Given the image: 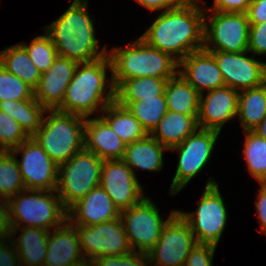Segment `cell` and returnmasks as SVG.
<instances>
[{"instance_id": "4316f807", "label": "cell", "mask_w": 266, "mask_h": 266, "mask_svg": "<svg viewBox=\"0 0 266 266\" xmlns=\"http://www.w3.org/2000/svg\"><path fill=\"white\" fill-rule=\"evenodd\" d=\"M125 144L145 138L148 133L130 111L116 101L110 103L100 116Z\"/></svg>"}, {"instance_id": "ee69618b", "label": "cell", "mask_w": 266, "mask_h": 266, "mask_svg": "<svg viewBox=\"0 0 266 266\" xmlns=\"http://www.w3.org/2000/svg\"><path fill=\"white\" fill-rule=\"evenodd\" d=\"M0 244V266H21L18 252L11 240Z\"/></svg>"}, {"instance_id": "9c48e42d", "label": "cell", "mask_w": 266, "mask_h": 266, "mask_svg": "<svg viewBox=\"0 0 266 266\" xmlns=\"http://www.w3.org/2000/svg\"><path fill=\"white\" fill-rule=\"evenodd\" d=\"M207 12L212 15L207 16ZM249 26L246 13L205 11L203 49L233 53L248 51Z\"/></svg>"}, {"instance_id": "7c38bea8", "label": "cell", "mask_w": 266, "mask_h": 266, "mask_svg": "<svg viewBox=\"0 0 266 266\" xmlns=\"http://www.w3.org/2000/svg\"><path fill=\"white\" fill-rule=\"evenodd\" d=\"M196 243L191 227L177 212L163 227L157 243L147 252L149 265L184 266Z\"/></svg>"}, {"instance_id": "74e56055", "label": "cell", "mask_w": 266, "mask_h": 266, "mask_svg": "<svg viewBox=\"0 0 266 266\" xmlns=\"http://www.w3.org/2000/svg\"><path fill=\"white\" fill-rule=\"evenodd\" d=\"M92 262L94 266H150L147 253L133 250L124 255L96 258Z\"/></svg>"}, {"instance_id": "83f0119b", "label": "cell", "mask_w": 266, "mask_h": 266, "mask_svg": "<svg viewBox=\"0 0 266 266\" xmlns=\"http://www.w3.org/2000/svg\"><path fill=\"white\" fill-rule=\"evenodd\" d=\"M164 94L168 110L186 115L199 114L200 94L179 73L167 80Z\"/></svg>"}, {"instance_id": "3957f363", "label": "cell", "mask_w": 266, "mask_h": 266, "mask_svg": "<svg viewBox=\"0 0 266 266\" xmlns=\"http://www.w3.org/2000/svg\"><path fill=\"white\" fill-rule=\"evenodd\" d=\"M107 70L112 72L108 54L91 62L78 63L63 102L56 110L85 118L98 110L103 111L115 101V86L112 77L107 78Z\"/></svg>"}, {"instance_id": "f1b7e54d", "label": "cell", "mask_w": 266, "mask_h": 266, "mask_svg": "<svg viewBox=\"0 0 266 266\" xmlns=\"http://www.w3.org/2000/svg\"><path fill=\"white\" fill-rule=\"evenodd\" d=\"M0 65L33 89L38 86L42 73L20 43L0 51Z\"/></svg>"}, {"instance_id": "836d02e7", "label": "cell", "mask_w": 266, "mask_h": 266, "mask_svg": "<svg viewBox=\"0 0 266 266\" xmlns=\"http://www.w3.org/2000/svg\"><path fill=\"white\" fill-rule=\"evenodd\" d=\"M150 134L168 111L165 94L157 99L142 100L130 103L126 107Z\"/></svg>"}, {"instance_id": "9a60e30c", "label": "cell", "mask_w": 266, "mask_h": 266, "mask_svg": "<svg viewBox=\"0 0 266 266\" xmlns=\"http://www.w3.org/2000/svg\"><path fill=\"white\" fill-rule=\"evenodd\" d=\"M214 57L221 71L224 84L240 92L256 88L266 82V62L248 57L249 51L240 53L208 51Z\"/></svg>"}, {"instance_id": "f6af8a7d", "label": "cell", "mask_w": 266, "mask_h": 266, "mask_svg": "<svg viewBox=\"0 0 266 266\" xmlns=\"http://www.w3.org/2000/svg\"><path fill=\"white\" fill-rule=\"evenodd\" d=\"M260 184L255 208L261 226V233L266 236V182H260Z\"/></svg>"}, {"instance_id": "6da1fadb", "label": "cell", "mask_w": 266, "mask_h": 266, "mask_svg": "<svg viewBox=\"0 0 266 266\" xmlns=\"http://www.w3.org/2000/svg\"><path fill=\"white\" fill-rule=\"evenodd\" d=\"M198 1L204 0H184L179 6L162 11L140 37L178 62L203 49L205 10Z\"/></svg>"}, {"instance_id": "c3c4849f", "label": "cell", "mask_w": 266, "mask_h": 266, "mask_svg": "<svg viewBox=\"0 0 266 266\" xmlns=\"http://www.w3.org/2000/svg\"><path fill=\"white\" fill-rule=\"evenodd\" d=\"M69 266H94L93 262L88 259H81L80 261L73 263Z\"/></svg>"}, {"instance_id": "d4e9b609", "label": "cell", "mask_w": 266, "mask_h": 266, "mask_svg": "<svg viewBox=\"0 0 266 266\" xmlns=\"http://www.w3.org/2000/svg\"><path fill=\"white\" fill-rule=\"evenodd\" d=\"M169 151L150 134L145 138L126 144L122 160L135 174V169L159 172L163 168V152Z\"/></svg>"}, {"instance_id": "cb8c5ba5", "label": "cell", "mask_w": 266, "mask_h": 266, "mask_svg": "<svg viewBox=\"0 0 266 266\" xmlns=\"http://www.w3.org/2000/svg\"><path fill=\"white\" fill-rule=\"evenodd\" d=\"M197 117L168 110L150 135L170 150L199 128Z\"/></svg>"}, {"instance_id": "f546056e", "label": "cell", "mask_w": 266, "mask_h": 266, "mask_svg": "<svg viewBox=\"0 0 266 266\" xmlns=\"http://www.w3.org/2000/svg\"><path fill=\"white\" fill-rule=\"evenodd\" d=\"M0 110L15 119L29 137L40 129L46 115V109L36 99L3 100Z\"/></svg>"}, {"instance_id": "e575fe53", "label": "cell", "mask_w": 266, "mask_h": 266, "mask_svg": "<svg viewBox=\"0 0 266 266\" xmlns=\"http://www.w3.org/2000/svg\"><path fill=\"white\" fill-rule=\"evenodd\" d=\"M44 35H39L30 44L20 42L26 49L32 63L43 73L46 72L58 57L57 50L50 35L43 29Z\"/></svg>"}, {"instance_id": "ffe728a7", "label": "cell", "mask_w": 266, "mask_h": 266, "mask_svg": "<svg viewBox=\"0 0 266 266\" xmlns=\"http://www.w3.org/2000/svg\"><path fill=\"white\" fill-rule=\"evenodd\" d=\"M178 73L200 95H202L205 90L208 92L225 86L215 57L204 49L192 52L183 58L179 62Z\"/></svg>"}, {"instance_id": "8992f818", "label": "cell", "mask_w": 266, "mask_h": 266, "mask_svg": "<svg viewBox=\"0 0 266 266\" xmlns=\"http://www.w3.org/2000/svg\"><path fill=\"white\" fill-rule=\"evenodd\" d=\"M55 194L56 190H24L8 199L11 227H35L50 231L63 225L67 221V209Z\"/></svg>"}, {"instance_id": "b9f144b4", "label": "cell", "mask_w": 266, "mask_h": 266, "mask_svg": "<svg viewBox=\"0 0 266 266\" xmlns=\"http://www.w3.org/2000/svg\"><path fill=\"white\" fill-rule=\"evenodd\" d=\"M11 229L7 200L0 199V244L10 240Z\"/></svg>"}, {"instance_id": "44dd1931", "label": "cell", "mask_w": 266, "mask_h": 266, "mask_svg": "<svg viewBox=\"0 0 266 266\" xmlns=\"http://www.w3.org/2000/svg\"><path fill=\"white\" fill-rule=\"evenodd\" d=\"M84 150L96 154L102 160L122 159L125 142L99 116L86 117L84 126Z\"/></svg>"}, {"instance_id": "5bb4252c", "label": "cell", "mask_w": 266, "mask_h": 266, "mask_svg": "<svg viewBox=\"0 0 266 266\" xmlns=\"http://www.w3.org/2000/svg\"><path fill=\"white\" fill-rule=\"evenodd\" d=\"M12 153L16 156L21 153L22 159H17V163L26 190H56L58 165L33 137L14 148Z\"/></svg>"}, {"instance_id": "484cf974", "label": "cell", "mask_w": 266, "mask_h": 266, "mask_svg": "<svg viewBox=\"0 0 266 266\" xmlns=\"http://www.w3.org/2000/svg\"><path fill=\"white\" fill-rule=\"evenodd\" d=\"M167 79L139 77L123 80L115 88V101L122 107L142 100L157 99L164 94Z\"/></svg>"}, {"instance_id": "f35d334b", "label": "cell", "mask_w": 266, "mask_h": 266, "mask_svg": "<svg viewBox=\"0 0 266 266\" xmlns=\"http://www.w3.org/2000/svg\"><path fill=\"white\" fill-rule=\"evenodd\" d=\"M216 247L204 244H195L186 258L184 266H213Z\"/></svg>"}, {"instance_id": "4fadbf2b", "label": "cell", "mask_w": 266, "mask_h": 266, "mask_svg": "<svg viewBox=\"0 0 266 266\" xmlns=\"http://www.w3.org/2000/svg\"><path fill=\"white\" fill-rule=\"evenodd\" d=\"M85 259L124 255L132 251L120 217L94 226H75Z\"/></svg>"}, {"instance_id": "277c9868", "label": "cell", "mask_w": 266, "mask_h": 266, "mask_svg": "<svg viewBox=\"0 0 266 266\" xmlns=\"http://www.w3.org/2000/svg\"><path fill=\"white\" fill-rule=\"evenodd\" d=\"M107 54L115 88L126 79L149 76L168 80L178 74L179 62L170 54L149 46L140 36L124 48L117 46L108 50Z\"/></svg>"}, {"instance_id": "1f68e13d", "label": "cell", "mask_w": 266, "mask_h": 266, "mask_svg": "<svg viewBox=\"0 0 266 266\" xmlns=\"http://www.w3.org/2000/svg\"><path fill=\"white\" fill-rule=\"evenodd\" d=\"M245 142L242 150L250 174L260 182H266V139L253 131H244Z\"/></svg>"}, {"instance_id": "d6a6232c", "label": "cell", "mask_w": 266, "mask_h": 266, "mask_svg": "<svg viewBox=\"0 0 266 266\" xmlns=\"http://www.w3.org/2000/svg\"><path fill=\"white\" fill-rule=\"evenodd\" d=\"M26 190L16 155L0 151V199L8 200Z\"/></svg>"}, {"instance_id": "ab89813d", "label": "cell", "mask_w": 266, "mask_h": 266, "mask_svg": "<svg viewBox=\"0 0 266 266\" xmlns=\"http://www.w3.org/2000/svg\"><path fill=\"white\" fill-rule=\"evenodd\" d=\"M248 51L254 56L266 54V21L260 24H250Z\"/></svg>"}, {"instance_id": "e0dca14e", "label": "cell", "mask_w": 266, "mask_h": 266, "mask_svg": "<svg viewBox=\"0 0 266 266\" xmlns=\"http://www.w3.org/2000/svg\"><path fill=\"white\" fill-rule=\"evenodd\" d=\"M239 92L228 86L200 95L199 128L221 132L224 124L237 117Z\"/></svg>"}, {"instance_id": "7a4b0ae2", "label": "cell", "mask_w": 266, "mask_h": 266, "mask_svg": "<svg viewBox=\"0 0 266 266\" xmlns=\"http://www.w3.org/2000/svg\"><path fill=\"white\" fill-rule=\"evenodd\" d=\"M87 9L88 0H73L57 20L44 27L58 56L86 63L107 55L106 46L100 51L94 33V21Z\"/></svg>"}, {"instance_id": "2e32d148", "label": "cell", "mask_w": 266, "mask_h": 266, "mask_svg": "<svg viewBox=\"0 0 266 266\" xmlns=\"http://www.w3.org/2000/svg\"><path fill=\"white\" fill-rule=\"evenodd\" d=\"M100 186L120 212L129 209L145 197L136 174L122 159L103 160Z\"/></svg>"}, {"instance_id": "7bdbcfd3", "label": "cell", "mask_w": 266, "mask_h": 266, "mask_svg": "<svg viewBox=\"0 0 266 266\" xmlns=\"http://www.w3.org/2000/svg\"><path fill=\"white\" fill-rule=\"evenodd\" d=\"M249 24H260L266 21V0H252L247 9Z\"/></svg>"}, {"instance_id": "52a82bcc", "label": "cell", "mask_w": 266, "mask_h": 266, "mask_svg": "<svg viewBox=\"0 0 266 266\" xmlns=\"http://www.w3.org/2000/svg\"><path fill=\"white\" fill-rule=\"evenodd\" d=\"M102 165V159L83 149L58 166L56 192L66 209L100 185Z\"/></svg>"}, {"instance_id": "603a6c76", "label": "cell", "mask_w": 266, "mask_h": 266, "mask_svg": "<svg viewBox=\"0 0 266 266\" xmlns=\"http://www.w3.org/2000/svg\"><path fill=\"white\" fill-rule=\"evenodd\" d=\"M11 238L15 249L18 252L21 266H43L49 235L48 230L35 227H11ZM18 231L20 236L14 237Z\"/></svg>"}, {"instance_id": "ba28073f", "label": "cell", "mask_w": 266, "mask_h": 266, "mask_svg": "<svg viewBox=\"0 0 266 266\" xmlns=\"http://www.w3.org/2000/svg\"><path fill=\"white\" fill-rule=\"evenodd\" d=\"M201 197L195 212H177L191 227L197 244L217 247L227 225L228 213L214 178H208Z\"/></svg>"}, {"instance_id": "30bf717a", "label": "cell", "mask_w": 266, "mask_h": 266, "mask_svg": "<svg viewBox=\"0 0 266 266\" xmlns=\"http://www.w3.org/2000/svg\"><path fill=\"white\" fill-rule=\"evenodd\" d=\"M177 211L172 210L170 216L164 220L156 204L148 196L129 209L121 211L120 218L132 250L149 252L161 236L163 227Z\"/></svg>"}, {"instance_id": "4dcf8cb0", "label": "cell", "mask_w": 266, "mask_h": 266, "mask_svg": "<svg viewBox=\"0 0 266 266\" xmlns=\"http://www.w3.org/2000/svg\"><path fill=\"white\" fill-rule=\"evenodd\" d=\"M266 116V82L239 92L237 117L244 131H252Z\"/></svg>"}, {"instance_id": "ac0fdd59", "label": "cell", "mask_w": 266, "mask_h": 266, "mask_svg": "<svg viewBox=\"0 0 266 266\" xmlns=\"http://www.w3.org/2000/svg\"><path fill=\"white\" fill-rule=\"evenodd\" d=\"M120 213L99 185L67 209V221L73 226H94L116 219Z\"/></svg>"}, {"instance_id": "60d3db41", "label": "cell", "mask_w": 266, "mask_h": 266, "mask_svg": "<svg viewBox=\"0 0 266 266\" xmlns=\"http://www.w3.org/2000/svg\"><path fill=\"white\" fill-rule=\"evenodd\" d=\"M252 0H214L213 7L205 8L206 11L223 13H246Z\"/></svg>"}, {"instance_id": "bcb514c9", "label": "cell", "mask_w": 266, "mask_h": 266, "mask_svg": "<svg viewBox=\"0 0 266 266\" xmlns=\"http://www.w3.org/2000/svg\"><path fill=\"white\" fill-rule=\"evenodd\" d=\"M141 6L154 12L156 10H168L179 6L184 0H135Z\"/></svg>"}, {"instance_id": "7dc6e473", "label": "cell", "mask_w": 266, "mask_h": 266, "mask_svg": "<svg viewBox=\"0 0 266 266\" xmlns=\"http://www.w3.org/2000/svg\"><path fill=\"white\" fill-rule=\"evenodd\" d=\"M252 131L255 132L259 137L266 139V116Z\"/></svg>"}, {"instance_id": "d6986e66", "label": "cell", "mask_w": 266, "mask_h": 266, "mask_svg": "<svg viewBox=\"0 0 266 266\" xmlns=\"http://www.w3.org/2000/svg\"><path fill=\"white\" fill-rule=\"evenodd\" d=\"M77 65L76 61L58 56L53 65L41 74L39 84L34 89V98L46 110H56L62 104Z\"/></svg>"}, {"instance_id": "8d00e7d4", "label": "cell", "mask_w": 266, "mask_h": 266, "mask_svg": "<svg viewBox=\"0 0 266 266\" xmlns=\"http://www.w3.org/2000/svg\"><path fill=\"white\" fill-rule=\"evenodd\" d=\"M28 138L19 123L0 110V151H12Z\"/></svg>"}, {"instance_id": "8fae6325", "label": "cell", "mask_w": 266, "mask_h": 266, "mask_svg": "<svg viewBox=\"0 0 266 266\" xmlns=\"http://www.w3.org/2000/svg\"><path fill=\"white\" fill-rule=\"evenodd\" d=\"M219 131L197 128L178 146L170 150L179 152L178 165L169 194L176 195L192 178L204 169L211 158Z\"/></svg>"}, {"instance_id": "7402d4cb", "label": "cell", "mask_w": 266, "mask_h": 266, "mask_svg": "<svg viewBox=\"0 0 266 266\" xmlns=\"http://www.w3.org/2000/svg\"><path fill=\"white\" fill-rule=\"evenodd\" d=\"M53 232V233H52ZM49 232L43 266H69L84 259L77 228L66 221Z\"/></svg>"}, {"instance_id": "5b68a950", "label": "cell", "mask_w": 266, "mask_h": 266, "mask_svg": "<svg viewBox=\"0 0 266 266\" xmlns=\"http://www.w3.org/2000/svg\"><path fill=\"white\" fill-rule=\"evenodd\" d=\"M40 129L32 136L59 166L84 149L86 118L58 110H46Z\"/></svg>"}, {"instance_id": "d590c367", "label": "cell", "mask_w": 266, "mask_h": 266, "mask_svg": "<svg viewBox=\"0 0 266 266\" xmlns=\"http://www.w3.org/2000/svg\"><path fill=\"white\" fill-rule=\"evenodd\" d=\"M34 98V89L0 65V101Z\"/></svg>"}]
</instances>
